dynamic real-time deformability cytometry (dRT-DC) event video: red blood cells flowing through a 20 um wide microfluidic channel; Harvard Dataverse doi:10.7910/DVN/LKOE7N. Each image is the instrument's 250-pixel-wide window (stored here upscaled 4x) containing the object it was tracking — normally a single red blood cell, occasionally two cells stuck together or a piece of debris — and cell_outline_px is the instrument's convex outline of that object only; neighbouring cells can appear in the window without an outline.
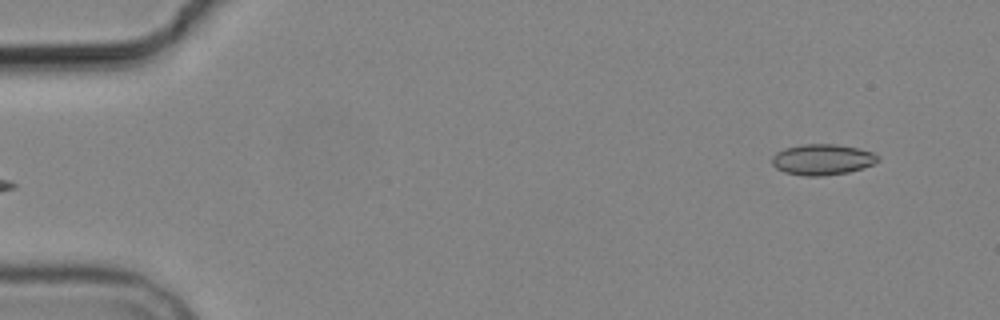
{"species": "common noctule bat (a hibernating species)", "species_latin": "Nyctalus noctula", "temperature_condition": "cold", "stored_images_in_passage": 5, "segment_of_instrument_passage": [2, 2], "camera_frame_rate_fps": 3000, "um_per_image_px": 0.085, "animal": {"sex": "male", "body_mass_g": 19.2, "forearm_length_mm": 51.8}, "frame": {"image": 1, "passage_image": 5, "time_ms": 5.667, "image_size_px": [1000, 320], "cell_outline_px": [[880, 160], [872, 164], [848, 172], [824, 176], [804, 176], [784, 172], [776, 168], [772, 164], [772, 156], [776, 152], [784, 148], [804, 144], [836, 144], [860, 148], [872, 152], [880, 156]], "centroid_in_image_um": [69.89, 13.55], "position_along_channel_um": 15.1, "area_um2": 19.13}}